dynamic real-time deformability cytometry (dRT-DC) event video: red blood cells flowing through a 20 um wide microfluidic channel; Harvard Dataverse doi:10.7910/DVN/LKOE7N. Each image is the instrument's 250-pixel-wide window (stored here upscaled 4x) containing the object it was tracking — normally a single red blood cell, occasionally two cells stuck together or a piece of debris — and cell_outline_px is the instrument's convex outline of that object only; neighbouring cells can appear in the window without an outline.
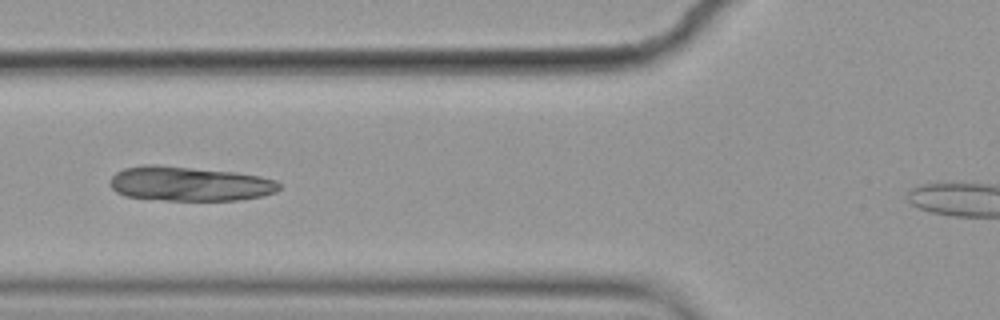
{"species": "common noctule bat (a hibernating species)", "species_latin": "Nyctalus noctula", "temperature_condition": "cold", "stored_images_in_passage": 6, "camera_frame_rate_fps": 3000, "um_per_image_px": 0.085, "animal": {"sex": "female", "body_mass_g": 19.9}, "frame": {"image": 1, "passage_image": 3, "time_ms": 0.667, "image_size_px": [1000, 320], "cell_outline_px": [[280, 188], [276, 192], [260, 196], [240, 200], [164, 200], [124, 196], [116, 192], [112, 188], [108, 180], [116, 172], [124, 168], [144, 164], [156, 164], [236, 172], [260, 176], [276, 180], [280, 184]], "centroid_in_image_um": [16.08, 15.61], "position_along_channel_um": 109.7, "area_um2": 34.28}}
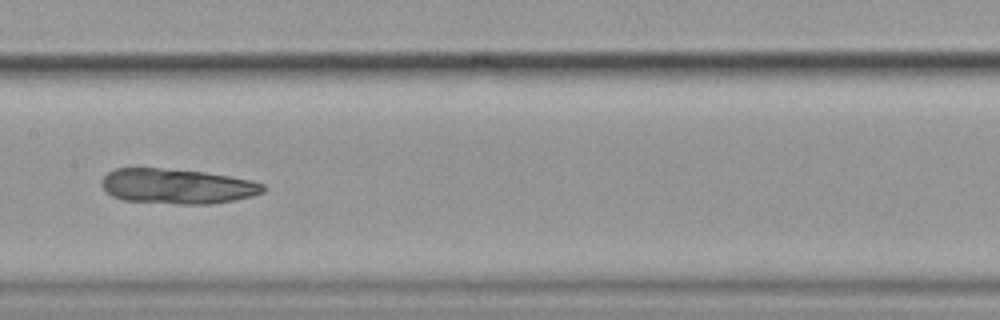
{"frame": {"image": 2, "passage_image": 5, "time_ms": 1.333, "image_size_px": [1000, 320], "cell_outline_px": [[264, 192], [252, 196], [212, 204], [180, 204], [124, 200], [112, 196], [100, 184], [100, 180], [108, 172], [116, 168], [160, 168], [204, 172], [252, 180], [264, 184]], "centroid_in_image_um": [15.05, 15.83], "position_along_channel_um": 192.4, "area_um2": 32.89}}
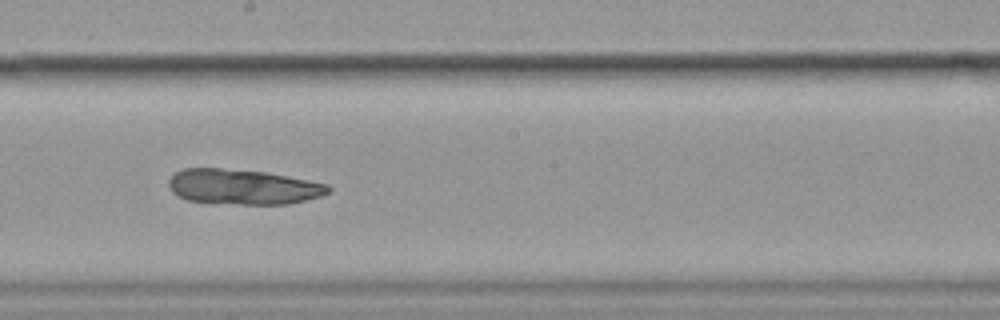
{"frame": {"image": 3, "passage_image": 6, "time_ms": 1.667, "image_size_px": [1000, 320], "cell_outline_px": [[332, 188], [328, 192], [320, 196], [288, 204], [208, 204], [188, 200], [176, 196], [172, 192], [168, 184], [168, 180], [176, 172], [184, 168], [220, 168], [268, 172], [328, 184]], "centroid_in_image_um": [20.6, 15.89], "position_along_channel_um": 227.6, "area_um2": 33.06}}